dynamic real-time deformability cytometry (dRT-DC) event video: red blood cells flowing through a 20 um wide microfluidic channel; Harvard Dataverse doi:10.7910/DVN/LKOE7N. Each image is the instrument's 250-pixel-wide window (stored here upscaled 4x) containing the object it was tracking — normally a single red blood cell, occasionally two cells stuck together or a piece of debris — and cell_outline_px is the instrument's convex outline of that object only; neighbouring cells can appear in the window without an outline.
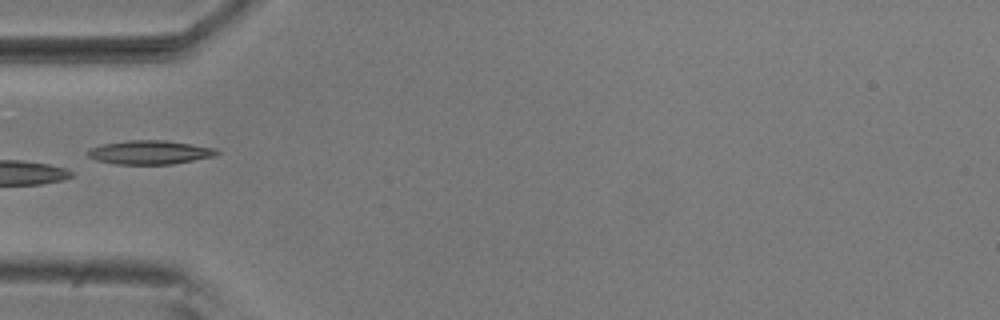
{"species": "common noctule bat (a hibernating species)", "species_latin": "Nyctalus noctula", "temperature_condition": "room temperature", "stored_images_in_passage": 5, "camera_frame_rate_fps": 3000, "um_per_image_px": 0.085, "animal": {"sex": "male", "body_mass_g": 20.5, "forearm_length_mm": 52.5}, "frame": {"image": 1, "passage_image": 5, "time_ms": 1.333, "image_size_px": [1000, 320], "cell_outline_px": [[220, 152], [216, 156], [172, 164], [116, 164], [96, 160], [88, 156], [88, 148], [104, 144], [128, 140], [164, 140], [192, 144], [216, 148]], "centroid_in_image_um": [12.76, 12.95], "position_along_channel_um": 72.2, "area_um2": 17.92}}